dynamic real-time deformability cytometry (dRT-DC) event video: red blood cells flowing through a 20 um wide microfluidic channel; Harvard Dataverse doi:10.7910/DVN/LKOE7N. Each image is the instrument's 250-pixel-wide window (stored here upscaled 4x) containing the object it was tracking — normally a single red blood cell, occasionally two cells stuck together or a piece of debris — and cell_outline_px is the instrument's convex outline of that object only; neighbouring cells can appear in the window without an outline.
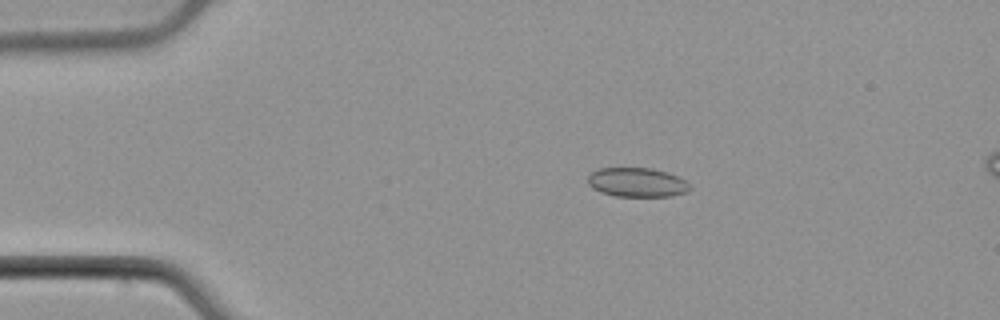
{"species": "common noctule bat (a hibernating species)", "species_latin": "Nyctalus noctula", "temperature_condition": "cold", "stored_images_in_passage": 52, "camera_frame_rate_fps": 3000, "um_per_image_px": 0.085, "animal": {"sex": "male", "body_mass_g": 21.5, "forearm_length_mm": 52.0}, "frame": {"image": 1, "passage_image": 10, "time_ms": 3.0, "image_size_px": [1000, 320], "cell_outline_px": [[692, 188], [688, 192], [672, 196], [616, 196], [600, 192], [592, 188], [588, 184], [588, 176], [592, 172], [600, 168], [652, 168], [668, 172], [684, 180]], "centroid_in_image_um": [54.15, 15.5], "position_along_channel_um": 30.9, "area_um2": 17.4}}
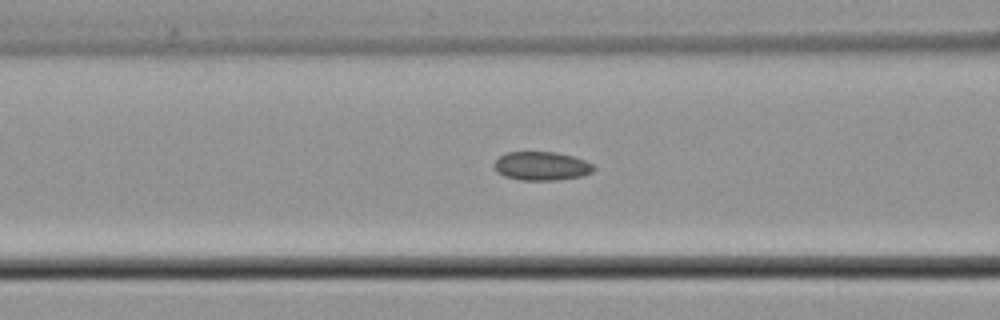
{"frame": {"image": 2, "passage_image": 21, "time_ms": 6.667, "image_size_px": [1000, 320], "cell_outline_px": [[596, 168], [592, 172], [584, 176], [556, 180], [520, 180], [504, 176], [496, 172], [492, 164], [500, 156], [508, 152], [556, 152], [572, 156], [584, 160], [592, 164]], "centroid_in_image_um": [46.02, 14.12], "position_along_channel_um": 120.6, "area_um2": 16.76}}
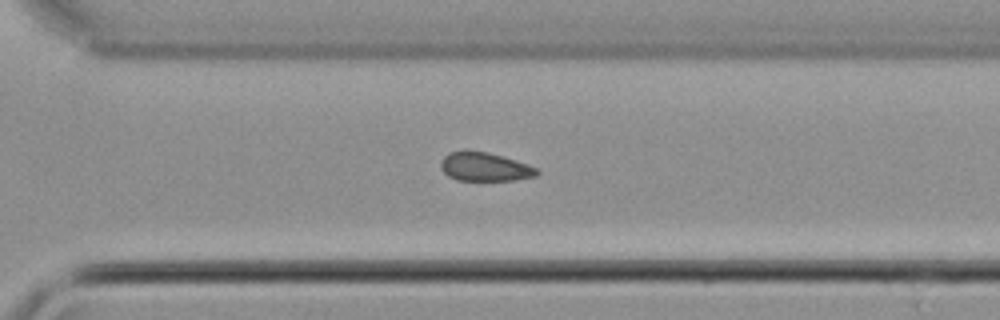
{"frame": {"image": 3, "passage_image": 37, "time_ms": 12.0, "image_size_px": [1000, 320], "cell_outline_px": [[540, 172], [536, 176], [516, 180], [456, 180], [448, 176], [440, 168], [440, 160], [448, 152], [468, 148], [488, 152], [516, 160], [540, 168]], "centroid_in_image_um": [41.19, 14.15], "position_along_channel_um": 329.4, "area_um2": 16.65}}